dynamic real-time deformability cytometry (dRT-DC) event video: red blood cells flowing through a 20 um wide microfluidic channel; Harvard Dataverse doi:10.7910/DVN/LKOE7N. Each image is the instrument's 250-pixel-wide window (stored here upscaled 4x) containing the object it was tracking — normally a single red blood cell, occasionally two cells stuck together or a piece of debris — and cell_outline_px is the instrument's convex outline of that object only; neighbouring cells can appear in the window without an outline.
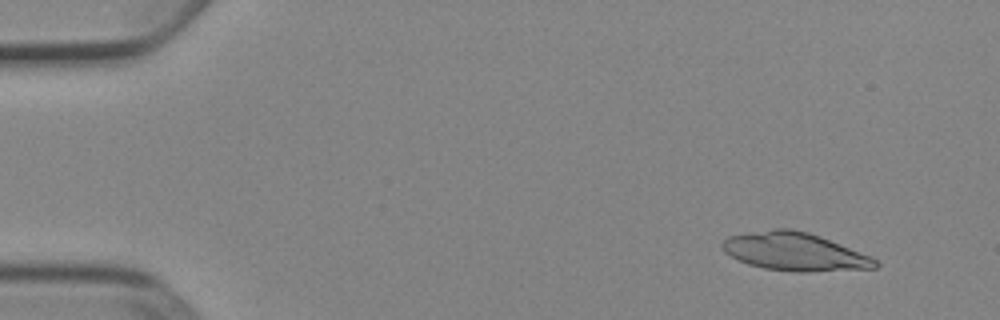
{"species": "Egyptian fruit bat (a non-hibernating species)", "species_latin": "Rousettus aegyptiacus", "temperature_condition": "cold", "stored_images_in_passage": 16, "camera_frame_rate_fps": 3000, "um_per_image_px": 0.085, "animal": {"sex": "female"}, "frame": {"image": 1, "passage_image": 4, "time_ms": 1.0, "image_size_px": [1000, 320], "cell_outline_px": [[880, 264], [876, 268], [804, 272], [796, 272], [764, 268], [748, 264], [724, 252], [720, 248], [720, 244], [728, 236], [748, 232], [772, 228], [792, 228], [808, 232], [820, 236], [872, 256]], "centroid_in_image_um": [67.54, 21.38], "position_along_channel_um": 17.5, "area_um2": 34.16}}